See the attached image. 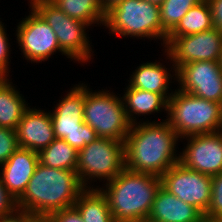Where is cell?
<instances>
[{
	"instance_id": "obj_1",
	"label": "cell",
	"mask_w": 222,
	"mask_h": 222,
	"mask_svg": "<svg viewBox=\"0 0 222 222\" xmlns=\"http://www.w3.org/2000/svg\"><path fill=\"white\" fill-rule=\"evenodd\" d=\"M180 140L166 118L131 125L124 141L125 168L161 177L180 162Z\"/></svg>"
},
{
	"instance_id": "obj_2",
	"label": "cell",
	"mask_w": 222,
	"mask_h": 222,
	"mask_svg": "<svg viewBox=\"0 0 222 222\" xmlns=\"http://www.w3.org/2000/svg\"><path fill=\"white\" fill-rule=\"evenodd\" d=\"M86 188L76 171L47 167L39 162L23 195L17 200V208L37 217L73 207Z\"/></svg>"
},
{
	"instance_id": "obj_3",
	"label": "cell",
	"mask_w": 222,
	"mask_h": 222,
	"mask_svg": "<svg viewBox=\"0 0 222 222\" xmlns=\"http://www.w3.org/2000/svg\"><path fill=\"white\" fill-rule=\"evenodd\" d=\"M98 185L107 199L115 222H134L149 217L157 191L159 176L124 168L116 177Z\"/></svg>"
},
{
	"instance_id": "obj_4",
	"label": "cell",
	"mask_w": 222,
	"mask_h": 222,
	"mask_svg": "<svg viewBox=\"0 0 222 222\" xmlns=\"http://www.w3.org/2000/svg\"><path fill=\"white\" fill-rule=\"evenodd\" d=\"M104 27L115 37L159 40L163 49L168 36L161 25L160 6L146 0L122 1L106 13Z\"/></svg>"
},
{
	"instance_id": "obj_5",
	"label": "cell",
	"mask_w": 222,
	"mask_h": 222,
	"mask_svg": "<svg viewBox=\"0 0 222 222\" xmlns=\"http://www.w3.org/2000/svg\"><path fill=\"white\" fill-rule=\"evenodd\" d=\"M167 121L180 139L222 131V104L183 92L176 87L168 100Z\"/></svg>"
},
{
	"instance_id": "obj_6",
	"label": "cell",
	"mask_w": 222,
	"mask_h": 222,
	"mask_svg": "<svg viewBox=\"0 0 222 222\" xmlns=\"http://www.w3.org/2000/svg\"><path fill=\"white\" fill-rule=\"evenodd\" d=\"M30 5L55 32L61 51L66 58L81 65L90 63L94 56L89 37L91 27L71 18L52 1L27 0ZM91 41V42H90Z\"/></svg>"
},
{
	"instance_id": "obj_7",
	"label": "cell",
	"mask_w": 222,
	"mask_h": 222,
	"mask_svg": "<svg viewBox=\"0 0 222 222\" xmlns=\"http://www.w3.org/2000/svg\"><path fill=\"white\" fill-rule=\"evenodd\" d=\"M121 96L105 88L93 92L85 84L84 122L95 130L98 137L126 140L131 124Z\"/></svg>"
},
{
	"instance_id": "obj_8",
	"label": "cell",
	"mask_w": 222,
	"mask_h": 222,
	"mask_svg": "<svg viewBox=\"0 0 222 222\" xmlns=\"http://www.w3.org/2000/svg\"><path fill=\"white\" fill-rule=\"evenodd\" d=\"M124 168L122 141L98 137L78 151L76 173L85 188H98L94 182L98 180L104 184L116 177Z\"/></svg>"
},
{
	"instance_id": "obj_9",
	"label": "cell",
	"mask_w": 222,
	"mask_h": 222,
	"mask_svg": "<svg viewBox=\"0 0 222 222\" xmlns=\"http://www.w3.org/2000/svg\"><path fill=\"white\" fill-rule=\"evenodd\" d=\"M65 92L54 109L49 110L54 134L79 151L98 138L95 130L84 122L85 82L80 81Z\"/></svg>"
},
{
	"instance_id": "obj_10",
	"label": "cell",
	"mask_w": 222,
	"mask_h": 222,
	"mask_svg": "<svg viewBox=\"0 0 222 222\" xmlns=\"http://www.w3.org/2000/svg\"><path fill=\"white\" fill-rule=\"evenodd\" d=\"M29 15L19 21L15 31L16 42L23 59L42 63L61 51L57 37L47 22L29 5Z\"/></svg>"
},
{
	"instance_id": "obj_11",
	"label": "cell",
	"mask_w": 222,
	"mask_h": 222,
	"mask_svg": "<svg viewBox=\"0 0 222 222\" xmlns=\"http://www.w3.org/2000/svg\"><path fill=\"white\" fill-rule=\"evenodd\" d=\"M160 178L168 192L195 207L204 216L211 201L212 176L196 172L178 162Z\"/></svg>"
},
{
	"instance_id": "obj_12",
	"label": "cell",
	"mask_w": 222,
	"mask_h": 222,
	"mask_svg": "<svg viewBox=\"0 0 222 222\" xmlns=\"http://www.w3.org/2000/svg\"><path fill=\"white\" fill-rule=\"evenodd\" d=\"M164 49L178 70L198 61H218L222 50V32L217 29L182 37H167Z\"/></svg>"
},
{
	"instance_id": "obj_13",
	"label": "cell",
	"mask_w": 222,
	"mask_h": 222,
	"mask_svg": "<svg viewBox=\"0 0 222 222\" xmlns=\"http://www.w3.org/2000/svg\"><path fill=\"white\" fill-rule=\"evenodd\" d=\"M177 88L208 101L222 104V68L218 61H198L177 70Z\"/></svg>"
},
{
	"instance_id": "obj_14",
	"label": "cell",
	"mask_w": 222,
	"mask_h": 222,
	"mask_svg": "<svg viewBox=\"0 0 222 222\" xmlns=\"http://www.w3.org/2000/svg\"><path fill=\"white\" fill-rule=\"evenodd\" d=\"M180 162L187 168L206 175L222 173V131L182 138Z\"/></svg>"
},
{
	"instance_id": "obj_15",
	"label": "cell",
	"mask_w": 222,
	"mask_h": 222,
	"mask_svg": "<svg viewBox=\"0 0 222 222\" xmlns=\"http://www.w3.org/2000/svg\"><path fill=\"white\" fill-rule=\"evenodd\" d=\"M163 50V55L166 56L164 62L166 63L169 60L170 65L168 66L170 68L159 60L143 62L135 67L136 69L129 75L127 82L131 88L161 94L168 101L175 91V88H171H173L172 84L177 82V70L168 52L165 49Z\"/></svg>"
},
{
	"instance_id": "obj_16",
	"label": "cell",
	"mask_w": 222,
	"mask_h": 222,
	"mask_svg": "<svg viewBox=\"0 0 222 222\" xmlns=\"http://www.w3.org/2000/svg\"><path fill=\"white\" fill-rule=\"evenodd\" d=\"M45 110L35 106L25 111L15 129L20 148L39 153L56 139L50 111Z\"/></svg>"
},
{
	"instance_id": "obj_17",
	"label": "cell",
	"mask_w": 222,
	"mask_h": 222,
	"mask_svg": "<svg viewBox=\"0 0 222 222\" xmlns=\"http://www.w3.org/2000/svg\"><path fill=\"white\" fill-rule=\"evenodd\" d=\"M38 164V152L19 147L0 167V178L16 200L25 192Z\"/></svg>"
},
{
	"instance_id": "obj_18",
	"label": "cell",
	"mask_w": 222,
	"mask_h": 222,
	"mask_svg": "<svg viewBox=\"0 0 222 222\" xmlns=\"http://www.w3.org/2000/svg\"><path fill=\"white\" fill-rule=\"evenodd\" d=\"M124 89V93L121 94L123 95L122 99L125 113L131 125L141 122H159L158 119L152 121L151 119L138 118L140 116L146 118L145 116L156 113H166L165 117L167 119L168 101L161 94L131 88L129 85H126Z\"/></svg>"
},
{
	"instance_id": "obj_19",
	"label": "cell",
	"mask_w": 222,
	"mask_h": 222,
	"mask_svg": "<svg viewBox=\"0 0 222 222\" xmlns=\"http://www.w3.org/2000/svg\"><path fill=\"white\" fill-rule=\"evenodd\" d=\"M149 218L158 222H205L195 207L177 198L163 186L156 193Z\"/></svg>"
},
{
	"instance_id": "obj_20",
	"label": "cell",
	"mask_w": 222,
	"mask_h": 222,
	"mask_svg": "<svg viewBox=\"0 0 222 222\" xmlns=\"http://www.w3.org/2000/svg\"><path fill=\"white\" fill-rule=\"evenodd\" d=\"M14 85L12 78H0V127L13 130L16 129L25 111L31 107Z\"/></svg>"
},
{
	"instance_id": "obj_21",
	"label": "cell",
	"mask_w": 222,
	"mask_h": 222,
	"mask_svg": "<svg viewBox=\"0 0 222 222\" xmlns=\"http://www.w3.org/2000/svg\"><path fill=\"white\" fill-rule=\"evenodd\" d=\"M74 207L84 222H115L107 199L98 188H86L79 195Z\"/></svg>"
},
{
	"instance_id": "obj_22",
	"label": "cell",
	"mask_w": 222,
	"mask_h": 222,
	"mask_svg": "<svg viewBox=\"0 0 222 222\" xmlns=\"http://www.w3.org/2000/svg\"><path fill=\"white\" fill-rule=\"evenodd\" d=\"M66 15L80 20L91 28L104 26L106 13L100 0H52Z\"/></svg>"
},
{
	"instance_id": "obj_23",
	"label": "cell",
	"mask_w": 222,
	"mask_h": 222,
	"mask_svg": "<svg viewBox=\"0 0 222 222\" xmlns=\"http://www.w3.org/2000/svg\"><path fill=\"white\" fill-rule=\"evenodd\" d=\"M213 28L209 4L203 0L186 13L167 37L188 36Z\"/></svg>"
},
{
	"instance_id": "obj_24",
	"label": "cell",
	"mask_w": 222,
	"mask_h": 222,
	"mask_svg": "<svg viewBox=\"0 0 222 222\" xmlns=\"http://www.w3.org/2000/svg\"><path fill=\"white\" fill-rule=\"evenodd\" d=\"M38 154L39 162L47 167L76 171L78 151L63 139L56 138Z\"/></svg>"
},
{
	"instance_id": "obj_25",
	"label": "cell",
	"mask_w": 222,
	"mask_h": 222,
	"mask_svg": "<svg viewBox=\"0 0 222 222\" xmlns=\"http://www.w3.org/2000/svg\"><path fill=\"white\" fill-rule=\"evenodd\" d=\"M203 0H163L160 4L161 25L169 34L186 13Z\"/></svg>"
},
{
	"instance_id": "obj_26",
	"label": "cell",
	"mask_w": 222,
	"mask_h": 222,
	"mask_svg": "<svg viewBox=\"0 0 222 222\" xmlns=\"http://www.w3.org/2000/svg\"><path fill=\"white\" fill-rule=\"evenodd\" d=\"M203 217L205 222L222 218V173L212 176L211 201Z\"/></svg>"
},
{
	"instance_id": "obj_27",
	"label": "cell",
	"mask_w": 222,
	"mask_h": 222,
	"mask_svg": "<svg viewBox=\"0 0 222 222\" xmlns=\"http://www.w3.org/2000/svg\"><path fill=\"white\" fill-rule=\"evenodd\" d=\"M5 23L2 22L1 18H0V78H10V66H11V45H10V41L8 36L9 34H7V28L4 25ZM10 60V61H9Z\"/></svg>"
},
{
	"instance_id": "obj_28",
	"label": "cell",
	"mask_w": 222,
	"mask_h": 222,
	"mask_svg": "<svg viewBox=\"0 0 222 222\" xmlns=\"http://www.w3.org/2000/svg\"><path fill=\"white\" fill-rule=\"evenodd\" d=\"M18 148L16 130L0 127V167Z\"/></svg>"
},
{
	"instance_id": "obj_29",
	"label": "cell",
	"mask_w": 222,
	"mask_h": 222,
	"mask_svg": "<svg viewBox=\"0 0 222 222\" xmlns=\"http://www.w3.org/2000/svg\"><path fill=\"white\" fill-rule=\"evenodd\" d=\"M48 218L52 222H84L80 213L74 206L53 212Z\"/></svg>"
},
{
	"instance_id": "obj_30",
	"label": "cell",
	"mask_w": 222,
	"mask_h": 222,
	"mask_svg": "<svg viewBox=\"0 0 222 222\" xmlns=\"http://www.w3.org/2000/svg\"><path fill=\"white\" fill-rule=\"evenodd\" d=\"M17 208V200L7 191L0 178V216L9 214Z\"/></svg>"
},
{
	"instance_id": "obj_31",
	"label": "cell",
	"mask_w": 222,
	"mask_h": 222,
	"mask_svg": "<svg viewBox=\"0 0 222 222\" xmlns=\"http://www.w3.org/2000/svg\"><path fill=\"white\" fill-rule=\"evenodd\" d=\"M37 216L20 208L13 212L0 216V222H34Z\"/></svg>"
},
{
	"instance_id": "obj_32",
	"label": "cell",
	"mask_w": 222,
	"mask_h": 222,
	"mask_svg": "<svg viewBox=\"0 0 222 222\" xmlns=\"http://www.w3.org/2000/svg\"><path fill=\"white\" fill-rule=\"evenodd\" d=\"M209 4L214 29L222 32V0H206Z\"/></svg>"
},
{
	"instance_id": "obj_33",
	"label": "cell",
	"mask_w": 222,
	"mask_h": 222,
	"mask_svg": "<svg viewBox=\"0 0 222 222\" xmlns=\"http://www.w3.org/2000/svg\"><path fill=\"white\" fill-rule=\"evenodd\" d=\"M100 1L104 12L107 13L110 9H112L113 7H115L124 0H100Z\"/></svg>"
},
{
	"instance_id": "obj_34",
	"label": "cell",
	"mask_w": 222,
	"mask_h": 222,
	"mask_svg": "<svg viewBox=\"0 0 222 222\" xmlns=\"http://www.w3.org/2000/svg\"><path fill=\"white\" fill-rule=\"evenodd\" d=\"M34 222H52L48 217H37Z\"/></svg>"
},
{
	"instance_id": "obj_35",
	"label": "cell",
	"mask_w": 222,
	"mask_h": 222,
	"mask_svg": "<svg viewBox=\"0 0 222 222\" xmlns=\"http://www.w3.org/2000/svg\"><path fill=\"white\" fill-rule=\"evenodd\" d=\"M134 222H158V221H154V220L150 219L149 217H146V218H141L139 220H136Z\"/></svg>"
},
{
	"instance_id": "obj_36",
	"label": "cell",
	"mask_w": 222,
	"mask_h": 222,
	"mask_svg": "<svg viewBox=\"0 0 222 222\" xmlns=\"http://www.w3.org/2000/svg\"><path fill=\"white\" fill-rule=\"evenodd\" d=\"M152 4H156L158 6H160V4L163 2V0H146Z\"/></svg>"
},
{
	"instance_id": "obj_37",
	"label": "cell",
	"mask_w": 222,
	"mask_h": 222,
	"mask_svg": "<svg viewBox=\"0 0 222 222\" xmlns=\"http://www.w3.org/2000/svg\"><path fill=\"white\" fill-rule=\"evenodd\" d=\"M218 64L221 66L222 68V50H221V53H220V56H219V59H218Z\"/></svg>"
},
{
	"instance_id": "obj_38",
	"label": "cell",
	"mask_w": 222,
	"mask_h": 222,
	"mask_svg": "<svg viewBox=\"0 0 222 222\" xmlns=\"http://www.w3.org/2000/svg\"><path fill=\"white\" fill-rule=\"evenodd\" d=\"M213 222H222V218H219V219H217V220H215Z\"/></svg>"
}]
</instances>
